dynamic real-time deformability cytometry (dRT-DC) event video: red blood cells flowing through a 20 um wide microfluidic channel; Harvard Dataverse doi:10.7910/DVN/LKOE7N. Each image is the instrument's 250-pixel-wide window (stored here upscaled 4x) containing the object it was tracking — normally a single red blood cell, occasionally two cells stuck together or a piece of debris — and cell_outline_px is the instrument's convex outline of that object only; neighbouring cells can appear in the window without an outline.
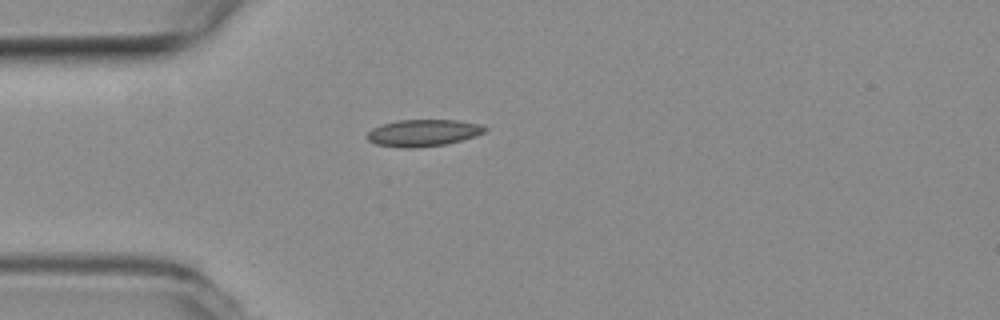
{"species": "common noctule bat (a hibernating species)", "species_latin": "Nyctalus noctula", "temperature_condition": "room temperature", "stored_images_in_passage": 1, "camera_frame_rate_fps": 3000, "um_per_image_px": 0.085, "animal": {"sex": "female", "body_mass_g": 19.3, "forearm_length_mm": 54.1}, "frame": {"image": 1, "passage_image": 1, "time_ms": 0.0, "image_size_px": [1000, 320], "cell_outline_px": [[488, 128], [484, 132], [476, 136], [448, 144], [416, 148], [400, 148], [376, 144], [368, 140], [364, 136], [372, 128], [396, 120], [456, 120], [480, 124]], "centroid_in_image_um": [35.96, 11.3], "position_along_channel_um": 49.0, "area_um2": 18.61}}